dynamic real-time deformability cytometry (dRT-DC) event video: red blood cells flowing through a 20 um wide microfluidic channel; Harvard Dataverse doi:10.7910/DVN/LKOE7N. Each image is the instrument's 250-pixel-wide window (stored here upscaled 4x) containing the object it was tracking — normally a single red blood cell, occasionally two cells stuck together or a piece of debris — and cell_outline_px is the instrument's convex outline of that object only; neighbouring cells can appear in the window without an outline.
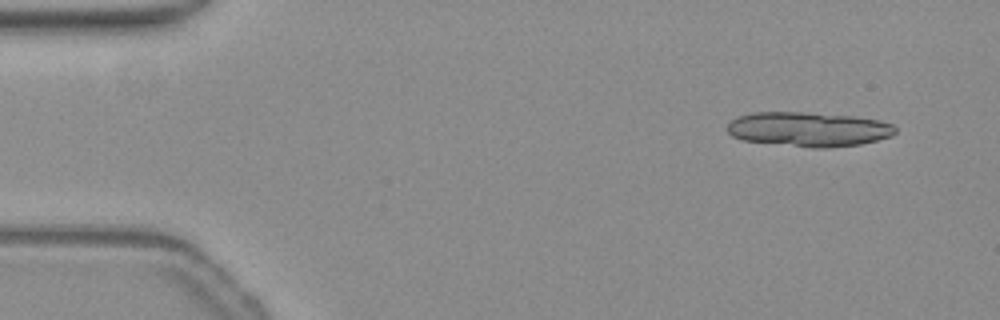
{"species": "common noctule bat (a hibernating species)", "species_latin": "Nyctalus noctula", "temperature_condition": "warm", "stored_images_in_passage": 11, "camera_frame_rate_fps": 3000, "um_per_image_px": 0.085, "animal": {"sex": "female", "body_mass_g": 19.3, "forearm_length_mm": 54.1}, "frame": {"image": 1, "passage_image": 3, "time_ms": 0.667, "image_size_px": [1000, 320], "cell_outline_px": [[896, 132], [892, 136], [860, 144], [796, 144], [744, 140], [732, 136], [728, 132], [728, 124], [736, 116], [752, 112], [804, 112], [852, 116], [880, 120], [892, 124], [896, 128]], "centroid_in_image_um": [68.72, 10.91], "position_along_channel_um": 16.3, "area_um2": 32.19}}